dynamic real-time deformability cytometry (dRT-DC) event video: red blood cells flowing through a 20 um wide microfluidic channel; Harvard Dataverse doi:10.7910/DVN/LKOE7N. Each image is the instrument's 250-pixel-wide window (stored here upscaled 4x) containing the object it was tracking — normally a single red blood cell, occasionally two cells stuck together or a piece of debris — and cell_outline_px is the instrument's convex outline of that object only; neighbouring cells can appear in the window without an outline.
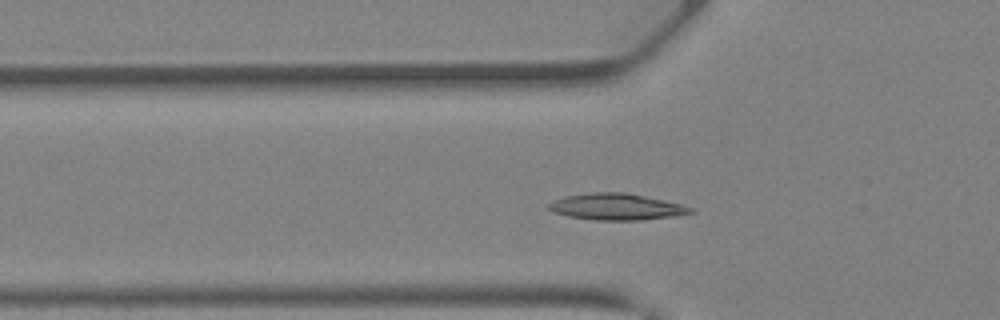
{"species": "Egyptian fruit bat (a non-hibernating species)", "species_latin": "Rousettus aegyptiacus", "temperature_condition": "warm", "stored_images_in_passage": 37, "camera_frame_rate_fps": 3000, "um_per_image_px": 0.085, "animal": {"sex": "female"}, "frame": {"image": 1, "passage_image": 10, "time_ms": 3.0, "image_size_px": [1000, 320], "cell_outline_px": [[696, 212], [672, 216], [640, 220], [592, 220], [568, 216], [556, 212], [548, 208], [548, 204], [552, 200], [564, 196], [588, 192], [628, 192], [684, 204], [696, 208]], "centroid_in_image_um": [52.44, 17.56], "position_along_channel_um": 73.4, "area_um2": 22.2}}
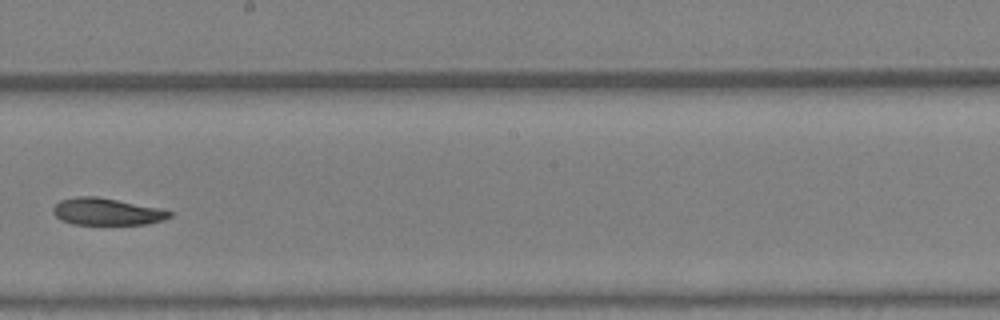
{"frame": {"image": 2, "passage_image": 20, "time_ms": 6.333, "image_size_px": [1000, 320], "cell_outline_px": [[172, 216], [164, 220], [144, 224], [72, 224], [60, 220], [52, 212], [52, 208], [60, 200], [76, 196], [96, 196], [160, 208], [172, 212]], "centroid_in_image_um": [9.05, 17.99], "position_along_channel_um": 239.1, "area_um2": 18.32}}
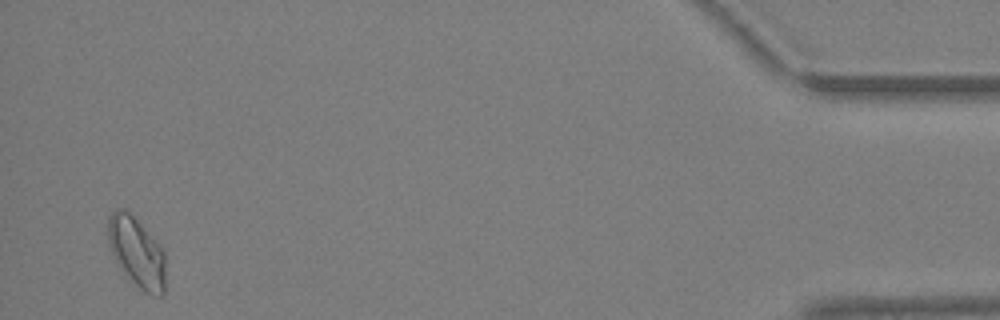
{"frame": {"image": 3, "passage_image": 36, "time_ms": 11.667, "image_size_px": [1000, 320], "cell_outline_px": [[164, 296], [152, 296], [144, 292], [116, 264], [108, 248], [108, 216], [116, 208], [124, 208], [160, 244], [164, 252]], "centroid_in_image_um": [11.59, 21.44], "position_along_channel_um": 423.6, "area_um2": 23.47}, "authors_computed_cell_mechanics": {"area_um2": 19.7098, "velocity_mm_per_s": 4.9738, "shape_relaxation_time_tau1_ms": null, "shape_relaxation_time_tau2_ms": 11.212, "deformation_change_tau1": null, "deformation_change_tau2": 0.1606}}